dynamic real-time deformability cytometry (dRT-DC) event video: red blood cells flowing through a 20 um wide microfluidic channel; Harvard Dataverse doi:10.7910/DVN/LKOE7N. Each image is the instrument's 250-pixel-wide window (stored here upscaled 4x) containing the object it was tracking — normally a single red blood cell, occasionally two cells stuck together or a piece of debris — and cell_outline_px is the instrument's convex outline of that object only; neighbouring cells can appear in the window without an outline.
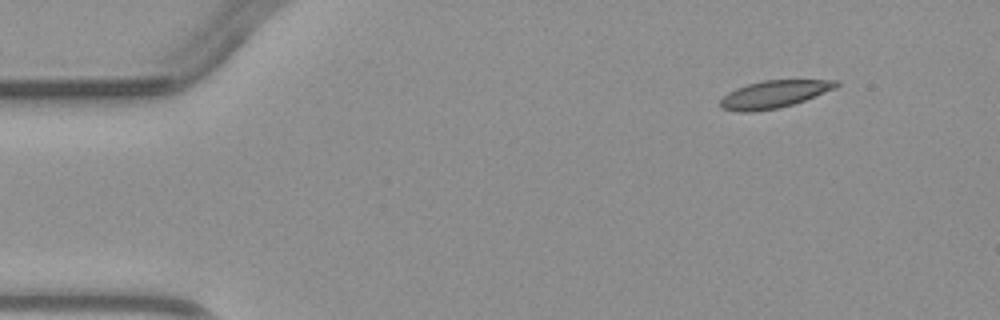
{"species": "common noctule bat (a hibernating species)", "species_latin": "Nyctalus noctula", "temperature_condition": "warm", "stored_images_in_passage": 3, "camera_frame_rate_fps": 3000, "um_per_image_px": 0.085, "animal": {"sex": "male", "body_mass_g": 23.1, "forearm_length_mm": 52.7}, "frame": {"image": 1, "passage_image": 1, "time_ms": 0.0, "image_size_px": [1000, 320], "cell_outline_px": [[840, 84], [836, 88], [804, 100], [780, 108], [752, 112], [736, 112], [720, 108], [720, 100], [728, 92], [736, 88], [748, 84], [764, 80], [840, 80]], "centroid_in_image_um": [65.78, 8.01], "position_along_channel_um": 19.2, "area_um2": 18.55}}